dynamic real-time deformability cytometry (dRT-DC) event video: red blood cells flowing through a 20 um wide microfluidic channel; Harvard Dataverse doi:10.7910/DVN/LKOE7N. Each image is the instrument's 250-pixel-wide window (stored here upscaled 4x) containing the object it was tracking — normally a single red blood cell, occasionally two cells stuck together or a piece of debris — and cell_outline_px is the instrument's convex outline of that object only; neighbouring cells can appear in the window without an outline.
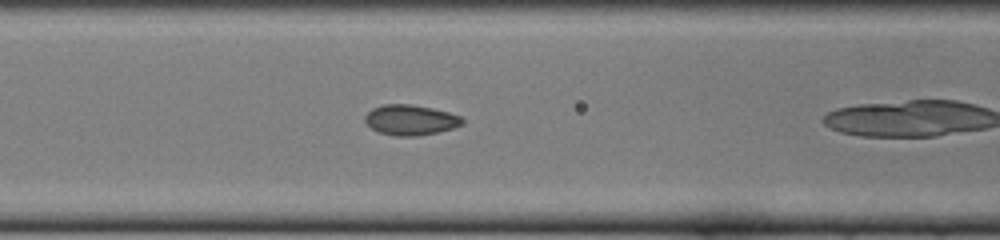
{"species": "common noctule bat (a hibernating species)", "species_latin": "Nyctalus noctula", "temperature_condition": "cold", "stored_images_in_passage": 23, "camera_frame_rate_fps": 3000, "um_per_image_px": 0.085, "animal": {"sex": "female", "body_mass_g": 22.0, "forearm_length_mm": 56.7}, "frame": {"image": 1, "passage_image": 5, "time_ms": 1.333, "image_size_px": [1000, 240], "cell_outline_px": [[464, 124], [452, 128], [436, 132], [416, 136], [396, 136], [380, 132], [372, 128], [364, 120], [364, 116], [372, 108], [384, 104], [412, 104], [432, 108], [448, 112], [460, 116], [464, 120]], "centroid_in_image_um": [34.89, 10.18], "position_along_channel_um": 131.7, "area_um2": 17.11}}
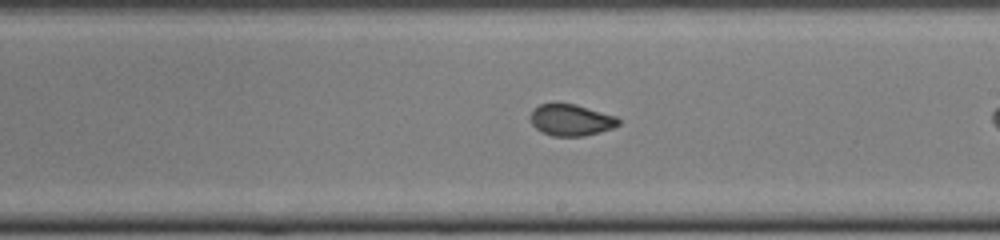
{"frame": {"image": 2, "passage_image": 13, "time_ms": 4.0, "image_size_px": [1000, 240], "cell_outline_px": [[620, 124], [612, 128], [600, 132], [584, 136], [552, 136], [540, 132], [532, 124], [532, 112], [540, 104], [576, 104], [616, 116], [620, 120]], "centroid_in_image_um": [48.57, 10.22], "position_along_channel_um": 240.4, "area_um2": 16.01}}
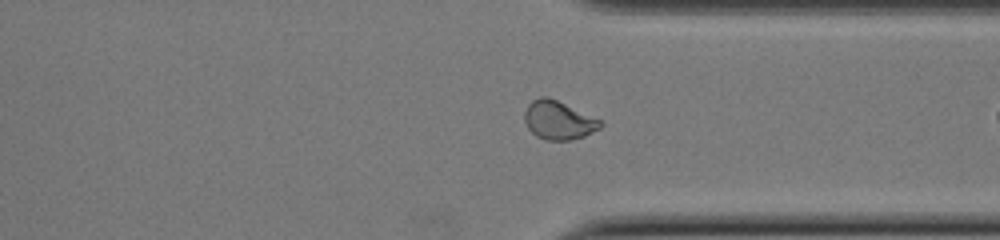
{"frame": {"image": 3, "passage_image": 22, "time_ms": 7.0, "image_size_px": [1000, 240], "cell_outline_px": [[604, 124], [600, 128], [584, 136], [572, 140], [544, 140], [536, 136], [528, 128], [524, 120], [524, 112], [528, 104], [532, 100], [540, 96], [548, 96], [600, 120]], "centroid_in_image_um": [47.44, 10.22], "position_along_channel_um": 364.0, "area_um2": 16.99}}